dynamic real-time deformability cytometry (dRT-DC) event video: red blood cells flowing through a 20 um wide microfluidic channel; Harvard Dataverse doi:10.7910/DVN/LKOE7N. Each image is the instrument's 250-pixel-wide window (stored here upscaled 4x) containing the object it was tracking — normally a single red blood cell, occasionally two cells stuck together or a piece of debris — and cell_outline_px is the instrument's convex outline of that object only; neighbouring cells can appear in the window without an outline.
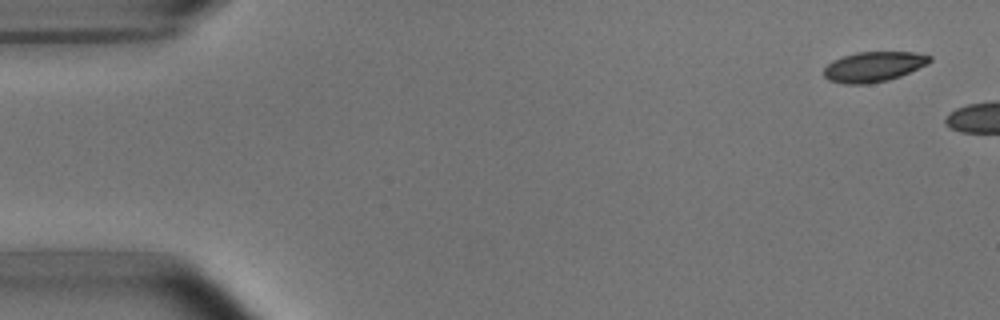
{"species": "common noctule bat (a hibernating species)", "species_latin": "Nyctalus noctula", "temperature_condition": "room temperature", "stored_images_in_passage": 4, "camera_frame_rate_fps": 3000, "um_per_image_px": 0.085, "animal": {"sex": "male", "body_mass_g": 15.6}, "frame": {"image": 1, "passage_image": 1, "time_ms": 0.0, "image_size_px": [1000, 320], "cell_outline_px": [[932, 60], [928, 64], [900, 76], [888, 80], [868, 84], [844, 84], [828, 80], [824, 76], [824, 68], [832, 60], [856, 52], [916, 52], [932, 56]], "centroid_in_image_um": [74.26, 5.67], "position_along_channel_um": 10.7, "area_um2": 18.67}}